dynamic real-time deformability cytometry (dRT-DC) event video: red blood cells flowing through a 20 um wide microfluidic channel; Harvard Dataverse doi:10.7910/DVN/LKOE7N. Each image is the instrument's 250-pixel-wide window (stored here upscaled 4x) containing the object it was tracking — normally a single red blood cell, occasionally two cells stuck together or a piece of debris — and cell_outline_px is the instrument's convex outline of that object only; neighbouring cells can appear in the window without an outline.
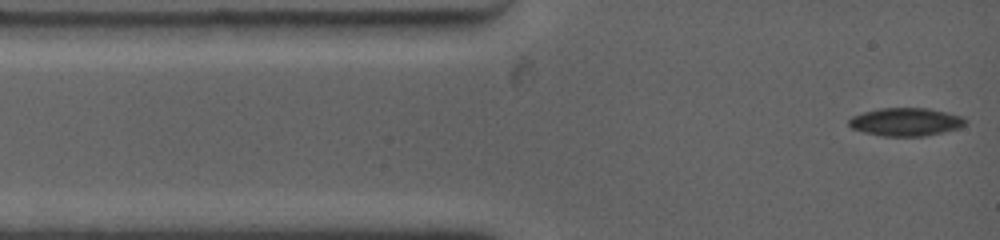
{"species": "common noctule bat (a hibernating species)", "species_latin": "Nyctalus noctula", "temperature_condition": "warm", "stored_images_in_passage": 60, "camera_frame_rate_fps": 4500, "um_per_image_px": 0.085, "animal": {"sex": "female", "body_mass_g": 19.0, "forearm_length_mm": 53.3}, "frame": {"image": 1, "passage_image": 1, "time_ms": 0.0, "image_size_px": [1000, 240], "cell_outline_px": [[968, 120], [960, 128], [944, 132], [924, 136], [884, 136], [864, 132], [852, 128], [848, 124], [848, 120], [852, 116], [864, 112], [880, 108], [928, 108], [948, 112], [964, 116]], "centroid_in_image_um": [77.03, 10.35], "position_along_channel_um": 8.0, "area_um2": 19.19}}
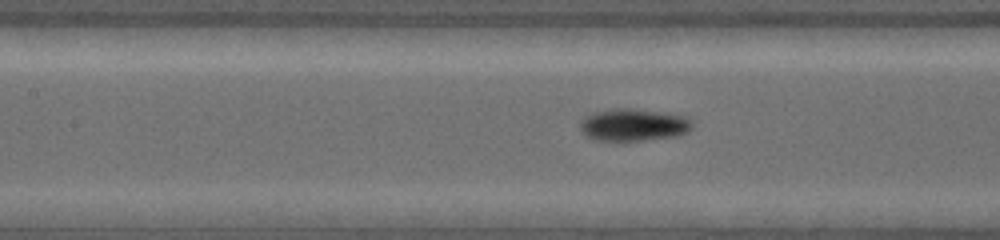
{"frame": {"image": 2, "passage_image": 23, "time_ms": 4.889, "image_size_px": [1000, 240], "cell_outline_px": [[692, 128], [688, 132], [680, 136], [620, 144], [596, 140], [584, 136], [580, 128], [580, 120], [584, 116], [592, 112], [612, 108], [632, 108], [668, 112], [688, 116], [692, 124]], "centroid_in_image_um": [53.83, 10.65], "position_along_channel_um": 153.6, "area_um2": 22.54}}
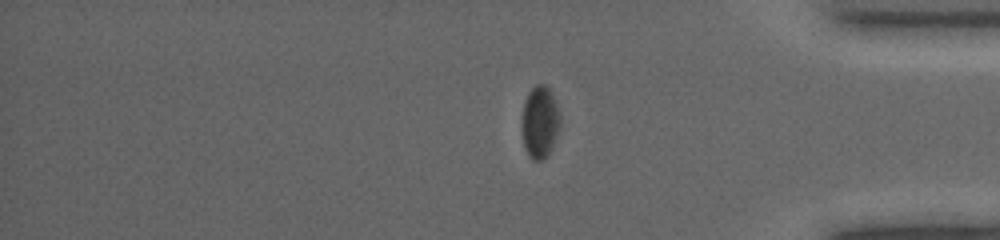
{"frame": {"image": 3, "passage_image": 52, "time_ms": 11.556, "image_size_px": [1000, 240], "cell_outline_px": [[560, 128], [552, 148], [548, 156], [544, 160], [532, 160], [528, 156], [524, 148], [524, 100], [528, 92], [536, 84], [544, 84], [552, 92], [560, 116]], "centroid_in_image_um": [45.93, 10.4], "position_along_channel_um": 389.3, "area_um2": 15.95}}